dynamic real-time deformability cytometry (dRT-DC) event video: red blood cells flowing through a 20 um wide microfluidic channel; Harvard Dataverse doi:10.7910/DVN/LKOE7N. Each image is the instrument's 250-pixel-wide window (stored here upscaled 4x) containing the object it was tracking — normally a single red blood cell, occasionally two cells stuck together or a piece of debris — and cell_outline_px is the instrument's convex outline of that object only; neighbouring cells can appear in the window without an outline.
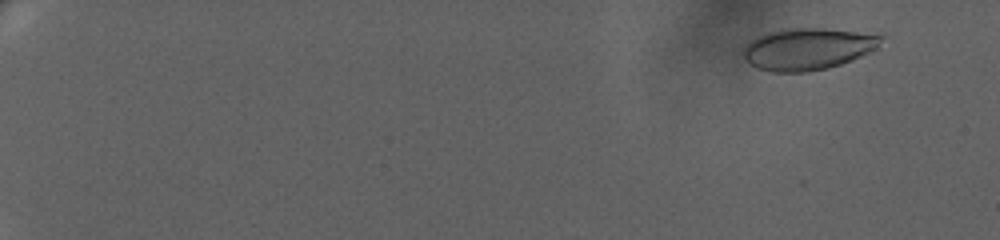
{"species": "human", "species_latin": "Homo sapiens", "temperature_condition": "warm", "stored_images_in_passage": 38, "camera_frame_rate_fps": 3000, "um_per_image_px": 0.085, "donor": {"sex": "female"}, "frame": {"image": 1, "passage_image": 6, "time_ms": 1.667, "image_size_px": [1000, 240], "cell_outline_px": [[884, 36], [876, 48], [872, 52], [852, 60], [828, 68], [808, 72], [772, 72], [756, 68], [748, 64], [744, 60], [744, 48], [756, 36], [768, 32], [784, 28], [824, 28], [884, 32]], "centroid_in_image_um": [68.74, 4.13], "position_along_channel_um": 16.3, "area_um2": 34.45}}
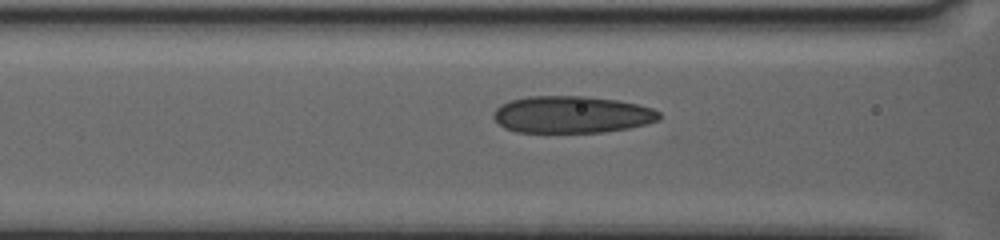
{"frame": {"image": 2, "passage_image": 34, "time_ms": 11.0, "image_size_px": [1000, 240], "cell_outline_px": [[660, 120], [628, 128], [600, 132], [516, 132], [504, 128], [492, 116], [496, 108], [500, 104], [512, 100], [528, 96], [584, 96], [616, 100], [636, 104], [652, 108], [660, 112]], "centroid_in_image_um": [48.58, 9.73], "position_along_channel_um": 118.0, "area_um2": 35.6}}
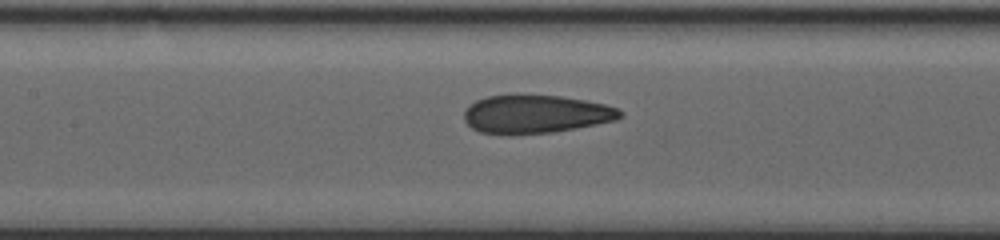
{"frame": {"image": 3, "passage_image": 38, "time_ms": 12.333, "image_size_px": [1000, 240], "cell_outline_px": [[624, 116], [616, 120], [576, 128], [552, 132], [512, 136], [508, 136], [480, 132], [472, 128], [464, 120], [464, 112], [476, 100], [488, 96], [560, 96], [584, 100], [604, 104], [616, 108], [624, 112]], "centroid_in_image_um": [45.54, 9.74], "position_along_channel_um": 161.9, "area_um2": 34.74}}